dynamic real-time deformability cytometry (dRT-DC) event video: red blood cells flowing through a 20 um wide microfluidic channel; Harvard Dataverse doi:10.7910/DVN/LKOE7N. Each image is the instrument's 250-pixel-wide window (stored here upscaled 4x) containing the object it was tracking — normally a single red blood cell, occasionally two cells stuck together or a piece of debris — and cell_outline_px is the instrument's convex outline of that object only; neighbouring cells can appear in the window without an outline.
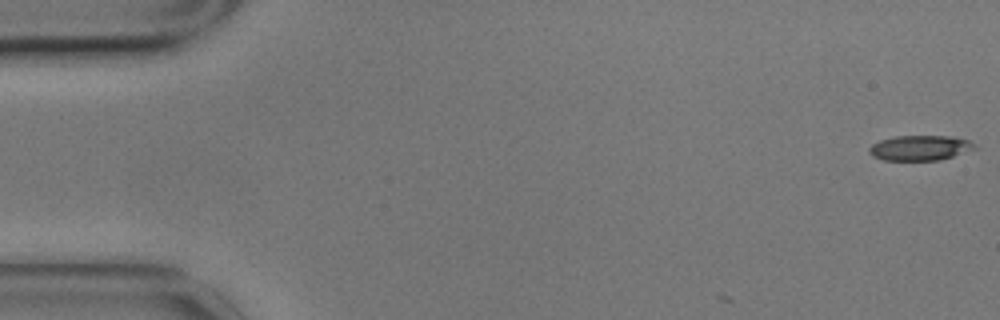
{"species": "common noctule bat (a hibernating species)", "species_latin": "Nyctalus noctula", "temperature_condition": "cold", "stored_images_in_passage": 5, "camera_frame_rate_fps": 3000, "um_per_image_px": 0.085, "animal": {"sex": "male", "body_mass_g": 17.9}, "frame": {"image": 1, "passage_image": 1, "time_ms": 0.0, "image_size_px": [1000, 320], "cell_outline_px": [[976, 148], [940, 160], [884, 160], [872, 156], [868, 152], [868, 148], [872, 144], [880, 140], [896, 136], [952, 136], [968, 140], [976, 144]], "centroid_in_image_um": [78.17, 12.56], "position_along_channel_um": 6.8, "area_um2": 15.37}}